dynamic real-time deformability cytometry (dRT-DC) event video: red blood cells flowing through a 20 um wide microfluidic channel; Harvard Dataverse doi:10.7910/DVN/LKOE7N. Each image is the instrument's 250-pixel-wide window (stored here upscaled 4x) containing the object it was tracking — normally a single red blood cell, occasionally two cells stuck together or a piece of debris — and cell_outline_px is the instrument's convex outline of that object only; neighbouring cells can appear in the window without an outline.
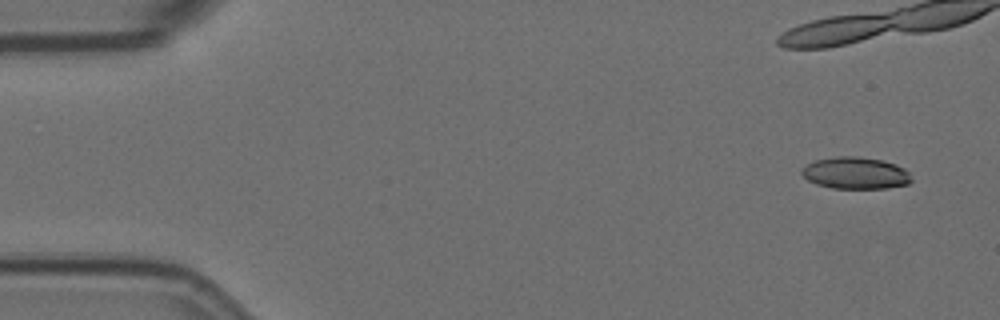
{"species": "Egyptian fruit bat (a non-hibernating species)", "species_latin": "Rousettus aegyptiacus", "temperature_condition": "room temperature", "stored_images_in_passage": 9, "camera_frame_rate_fps": 3000, "um_per_image_px": 0.085, "animal": {"sex": "female"}, "frame": {"image": 1, "passage_image": 1, "time_ms": 0.0, "image_size_px": [1000, 320], "cell_outline_px": [[912, 180], [908, 184], [888, 188], [832, 188], [816, 184], [808, 180], [800, 172], [808, 164], [816, 160], [836, 156], [860, 156], [884, 160], [896, 164], [904, 168], [908, 172]], "centroid_in_image_um": [72.75, 14.7], "position_along_channel_um": 12.3, "area_um2": 20.4}}
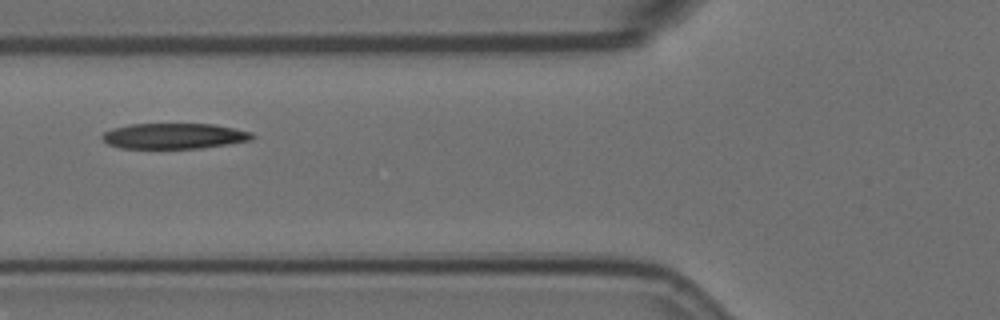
{"frame": {"image": 2, "passage_image": 7, "time_ms": 2.0, "image_size_px": [1000, 320], "cell_outline_px": [[256, 136], [252, 140], [228, 144], [200, 148], [120, 148], [108, 144], [100, 136], [104, 132], [112, 128], [128, 124], [212, 124], [252, 132]], "centroid_in_image_um": [14.79, 11.56], "position_along_channel_um": 111.0, "area_um2": 22.37}}
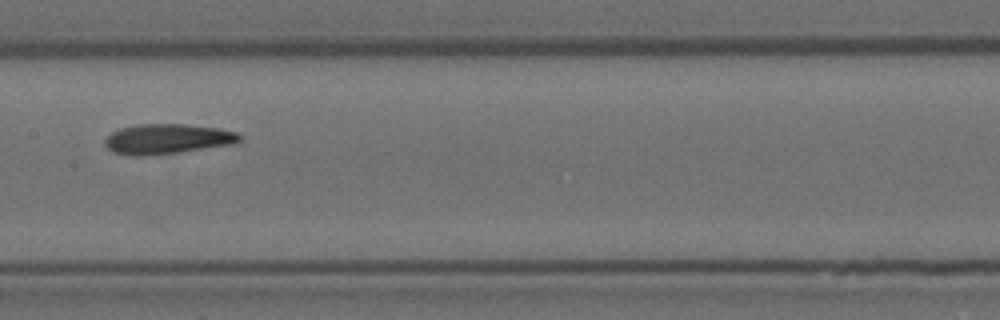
{"frame": {"image": 3, "passage_image": 9, "time_ms": 2.667, "image_size_px": [1000, 320], "cell_outline_px": [[240, 140], [232, 144], [180, 152], [144, 156], [132, 156], [112, 152], [104, 144], [104, 140], [112, 132], [120, 128], [136, 124], [184, 124], [220, 128], [236, 132], [240, 136]], "centroid_in_image_um": [14.18, 11.81], "position_along_channel_um": 193.2, "area_um2": 23.58}}